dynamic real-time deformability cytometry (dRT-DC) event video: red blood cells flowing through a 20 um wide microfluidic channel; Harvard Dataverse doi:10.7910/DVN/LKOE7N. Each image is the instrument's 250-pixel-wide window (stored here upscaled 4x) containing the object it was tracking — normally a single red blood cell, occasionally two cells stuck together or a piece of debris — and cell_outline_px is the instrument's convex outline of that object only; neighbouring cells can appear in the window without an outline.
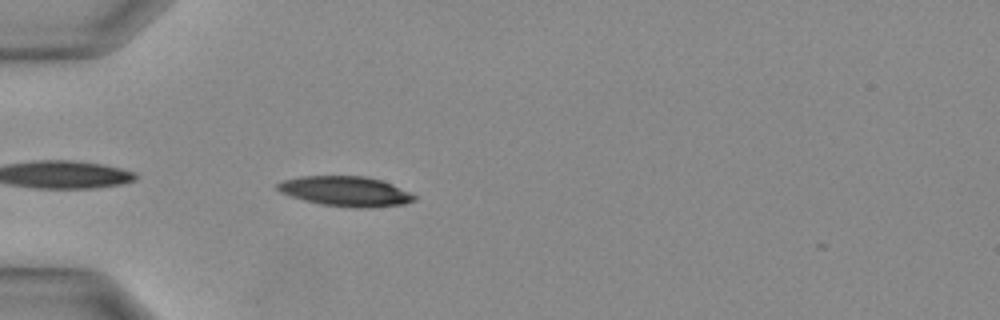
{"species": "Egyptian fruit bat (a non-hibernating species)", "species_latin": "Rousettus aegyptiacus", "temperature_condition": "warm", "stored_images_in_passage": 10, "camera_frame_rate_fps": 3000, "um_per_image_px": 0.085, "animal": {"sex": "female"}, "frame": {"image": 1, "passage_image": 1, "time_ms": 0.0, "image_size_px": [1000, 320], "cell_outline_px": [[416, 200], [404, 204], [364, 208], [360, 208], [320, 204], [304, 200], [280, 192], [276, 188], [276, 184], [280, 180], [300, 176], [364, 176], [380, 180], [392, 184], [416, 196]], "centroid_in_image_um": [29.33, 16.25], "position_along_channel_um": 55.7, "area_um2": 23.76}}
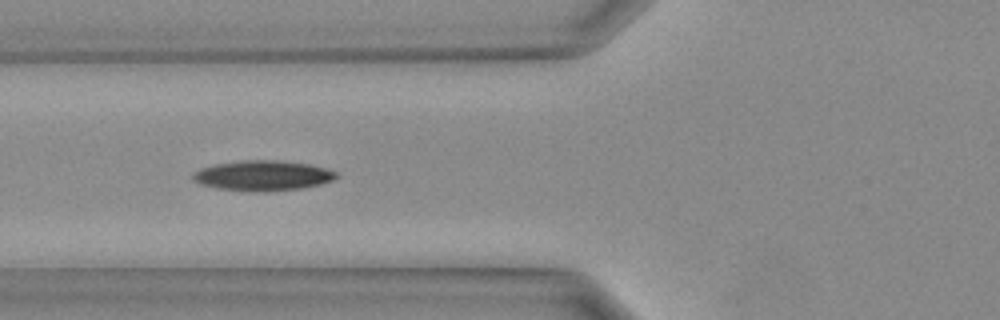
{"frame": {"image": 2, "passage_image": 4, "time_ms": 1.0, "image_size_px": [1000, 320], "cell_outline_px": [[340, 176], [332, 180], [320, 184], [300, 188], [264, 192], [252, 192], [216, 188], [200, 184], [192, 176], [192, 172], [200, 168], [216, 164], [244, 160], [276, 160], [308, 164], [328, 168], [340, 172]], "centroid_in_image_um": [22.37, 14.93], "position_along_channel_um": 103.4, "area_um2": 25.37}}